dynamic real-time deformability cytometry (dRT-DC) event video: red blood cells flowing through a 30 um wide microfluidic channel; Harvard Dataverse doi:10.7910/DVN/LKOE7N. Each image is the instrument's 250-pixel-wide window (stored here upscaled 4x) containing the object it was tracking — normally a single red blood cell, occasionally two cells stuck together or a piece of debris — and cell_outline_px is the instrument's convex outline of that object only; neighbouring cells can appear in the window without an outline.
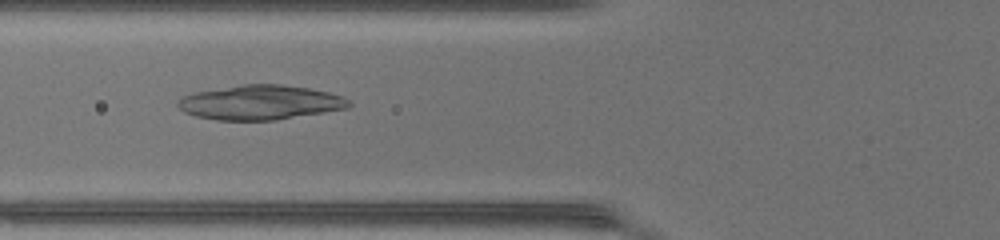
{"species": "common noctule bat (a hibernating species)", "species_latin": "Nyctalus noctula", "temperature_condition": "warm", "stored_images_in_passage": 49, "camera_frame_rate_fps": 3000, "um_per_image_px": 0.085, "animal": {"sex": "female", "body_mass_g": 17.0, "forearm_length_mm": 48.0}, "frame": {"image": 1, "passage_image": 20, "time_ms": 6.333, "image_size_px": [1000, 240], "cell_outline_px": [[352, 104], [348, 108], [276, 120], [216, 120], [196, 116], [184, 112], [176, 104], [176, 100], [192, 92], [240, 84], [280, 84], [308, 88], [328, 92], [344, 96]], "centroid_in_image_um": [22.09, 8.7], "position_along_channel_um": 103.7, "area_um2": 34.62}}
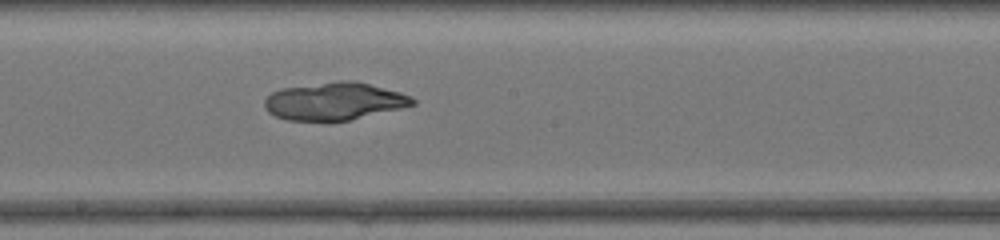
{"frame": {"image": 2, "passage_image": 28, "time_ms": 9.0, "image_size_px": [1000, 240], "cell_outline_px": [[416, 104], [400, 108], [348, 120], [328, 124], [288, 120], [276, 116], [268, 112], [264, 108], [264, 100], [272, 92], [280, 88], [336, 80], [356, 80], [400, 92], [412, 96], [416, 100]], "centroid_in_image_um": [28.39, 8.62], "position_along_channel_um": 219.8, "area_um2": 33.35}}
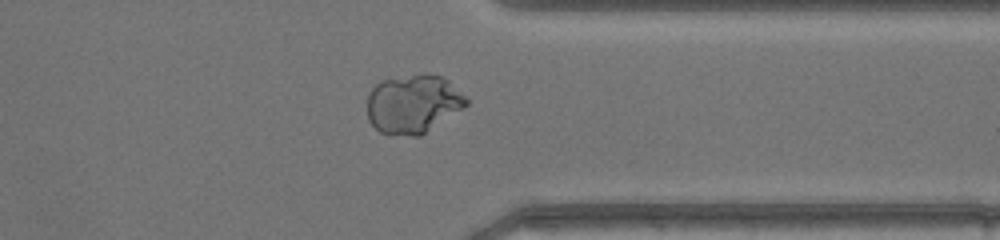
{"frame": {"image": 3, "passage_image": 39, "time_ms": 12.667, "image_size_px": [1000, 240], "cell_outline_px": [[468, 104], [464, 108], [420, 136], [388, 136], [380, 132], [368, 120], [368, 92], [380, 80], [424, 72], [428, 72], [444, 76], [468, 100]], "centroid_in_image_um": [35.1, 8.83], "position_along_channel_um": 376.3, "area_um2": 34.45}}